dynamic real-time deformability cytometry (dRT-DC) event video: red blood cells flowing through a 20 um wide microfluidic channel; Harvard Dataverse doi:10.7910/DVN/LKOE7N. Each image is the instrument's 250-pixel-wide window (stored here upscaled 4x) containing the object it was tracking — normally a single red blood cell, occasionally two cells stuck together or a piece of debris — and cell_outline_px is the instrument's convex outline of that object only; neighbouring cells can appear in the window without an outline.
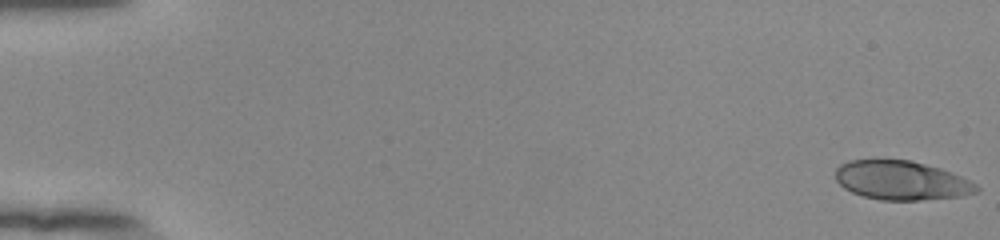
{"species": "human", "species_latin": "Homo sapiens", "temperature_condition": "room temperature", "stored_images_in_passage": 54, "camera_frame_rate_fps": 3000, "um_per_image_px": 0.085, "donor": {"sex": "female"}, "frame": {"image": 1, "passage_image": 1, "time_ms": 0.0, "image_size_px": [1000, 240], "cell_outline_px": [[980, 192], [960, 196], [916, 200], [880, 200], [864, 196], [852, 192], [844, 188], [836, 180], [836, 168], [840, 164], [848, 160], [908, 160], [940, 168], [960, 176], [976, 184], [980, 188]], "centroid_in_image_um": [76.61, 15.34], "position_along_channel_um": 8.4, "area_um2": 31.85}}
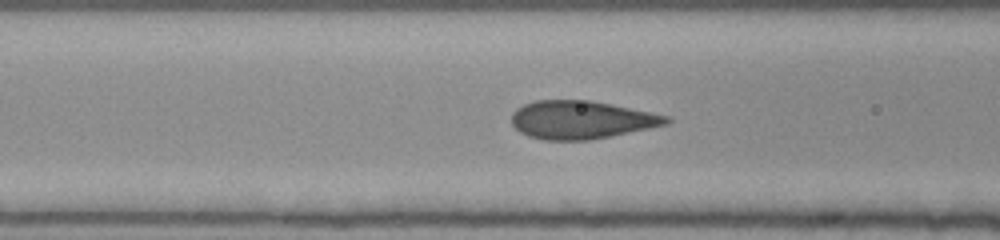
{"frame": {"image": 2, "passage_image": 23, "time_ms": 7.333, "image_size_px": [1000, 240], "cell_outline_px": [[672, 120], [668, 124], [588, 140], [544, 140], [528, 136], [520, 132], [512, 124], [512, 112], [516, 108], [524, 104], [536, 100], [588, 100], [612, 104], [668, 116]], "centroid_in_image_um": [49.37, 10.18], "position_along_channel_um": 117.2, "area_um2": 34.1}}
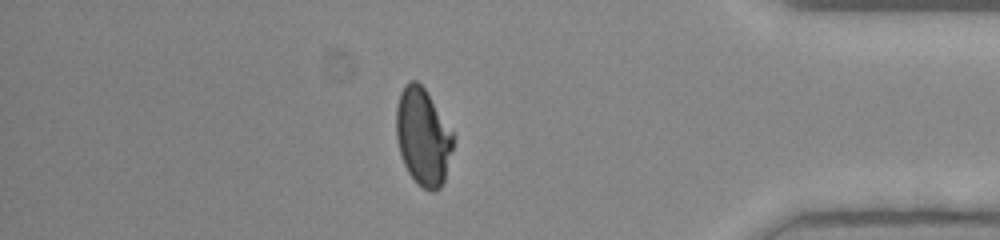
{"frame": {"image": 3, "passage_image": 47, "time_ms": 15.333, "image_size_px": [1000, 240], "cell_outline_px": [[456, 136], [444, 180], [440, 188], [432, 192], [424, 188], [408, 172], [404, 164], [400, 152], [396, 136], [396, 108], [400, 92], [404, 84], [412, 80], [416, 80], [424, 88]], "centroid_in_image_um": [35.96, 11.61], "position_along_channel_um": 399.2, "area_um2": 32.14}}